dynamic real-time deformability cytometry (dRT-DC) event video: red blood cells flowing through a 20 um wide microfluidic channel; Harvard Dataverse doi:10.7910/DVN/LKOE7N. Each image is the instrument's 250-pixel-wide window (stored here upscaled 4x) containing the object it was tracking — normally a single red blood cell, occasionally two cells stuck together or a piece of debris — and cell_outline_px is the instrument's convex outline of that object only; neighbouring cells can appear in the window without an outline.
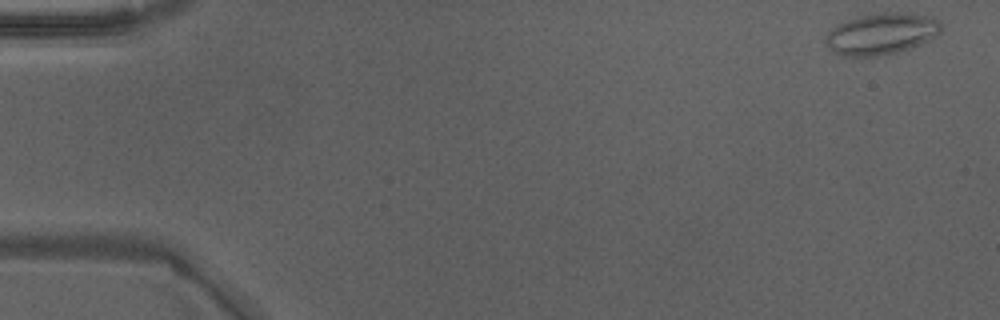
{"species": "Egyptian fruit bat (a non-hibernating species)", "species_latin": "Rousettus aegyptiacus", "temperature_condition": "warm", "stored_images_in_passage": 11, "camera_frame_rate_fps": 3000, "um_per_image_px": 0.085, "animal": {"sex": "male"}, "frame": {"image": 1, "passage_image": 1, "time_ms": 0.0, "image_size_px": [1000, 320], "cell_outline_px": [[940, 32], [936, 36], [920, 44], [896, 52], [880, 56], [844, 56], [832, 52], [828, 48], [824, 40], [828, 32], [836, 24], [860, 16], [884, 12], [908, 12], [932, 16], [940, 20]], "centroid_in_image_um": [74.91, 2.86], "position_along_channel_um": 10.1, "area_um2": 28.03}}